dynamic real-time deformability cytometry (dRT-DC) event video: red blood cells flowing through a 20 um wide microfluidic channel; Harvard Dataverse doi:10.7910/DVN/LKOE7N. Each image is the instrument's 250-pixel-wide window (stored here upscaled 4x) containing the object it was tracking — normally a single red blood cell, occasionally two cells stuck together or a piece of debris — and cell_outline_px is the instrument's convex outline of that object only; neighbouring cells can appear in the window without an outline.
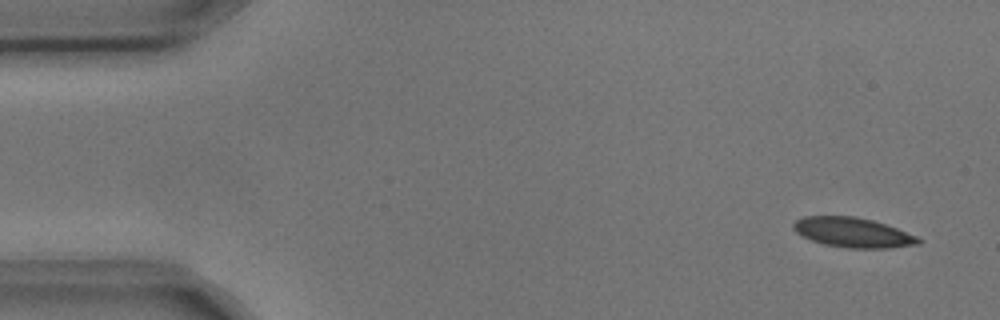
{"species": "common noctule bat (a hibernating species)", "species_latin": "Nyctalus noctula", "temperature_condition": "cold", "stored_images_in_passage": 6, "camera_frame_rate_fps": 3000, "um_per_image_px": 0.085, "animal": {"sex": "male", "body_mass_g": 17.9, "forearm_length_mm": 54.2}, "frame": {"image": 1, "passage_image": 1, "time_ms": 0.0, "image_size_px": [1000, 320], "cell_outline_px": [[924, 240], [920, 244], [888, 248], [848, 248], [824, 244], [812, 240], [796, 232], [792, 228], [792, 224], [796, 220], [804, 216], [856, 216], [872, 220], [896, 228], [916, 236]], "centroid_in_image_um": [72.5, 19.76], "position_along_channel_um": 12.5, "area_um2": 21.62}}
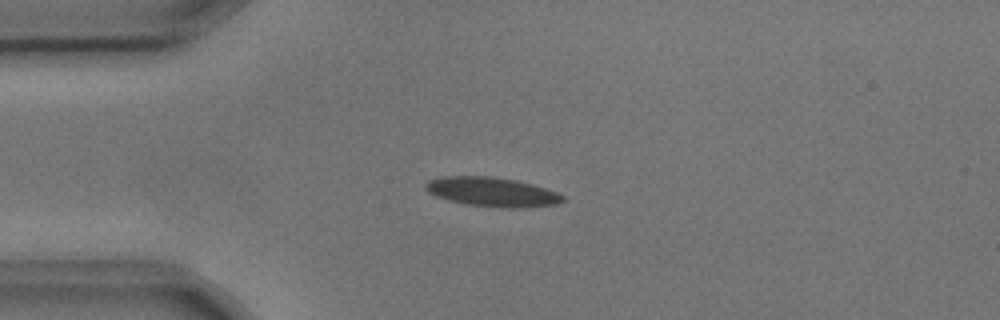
{"frame": {"image": 2, "passage_image": 3, "time_ms": 0.667, "image_size_px": [1000, 320], "cell_outline_px": [[564, 200], [556, 204], [520, 208], [508, 208], [468, 204], [448, 200], [436, 196], [428, 192], [424, 188], [424, 184], [428, 180], [444, 176], [492, 176], [516, 180], [532, 184], [556, 192], [564, 196]], "centroid_in_image_um": [41.79, 16.3], "position_along_channel_um": 43.2, "area_um2": 23.29}}
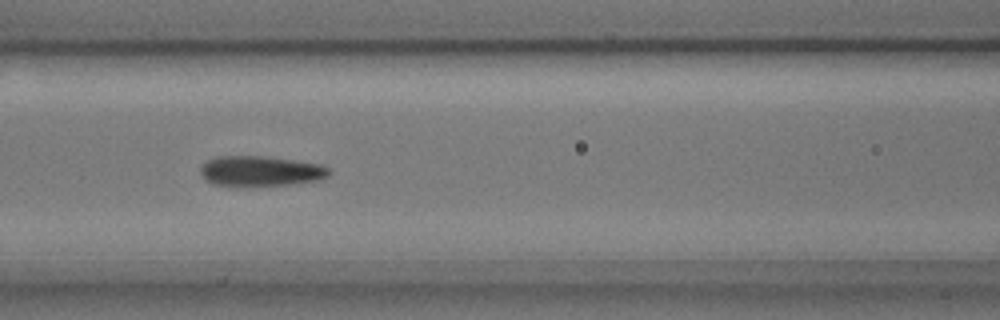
{"frame": {"image": 3, "passage_image": 6, "time_ms": 1.667, "image_size_px": [1000, 320], "cell_outline_px": [[332, 172], [328, 176], [320, 180], [292, 184], [236, 188], [212, 184], [204, 180], [200, 172], [200, 168], [208, 160], [216, 156], [264, 156], [320, 164], [328, 168]], "centroid_in_image_um": [22.1, 14.58], "position_along_channel_um": 144.5, "area_um2": 23.29}}